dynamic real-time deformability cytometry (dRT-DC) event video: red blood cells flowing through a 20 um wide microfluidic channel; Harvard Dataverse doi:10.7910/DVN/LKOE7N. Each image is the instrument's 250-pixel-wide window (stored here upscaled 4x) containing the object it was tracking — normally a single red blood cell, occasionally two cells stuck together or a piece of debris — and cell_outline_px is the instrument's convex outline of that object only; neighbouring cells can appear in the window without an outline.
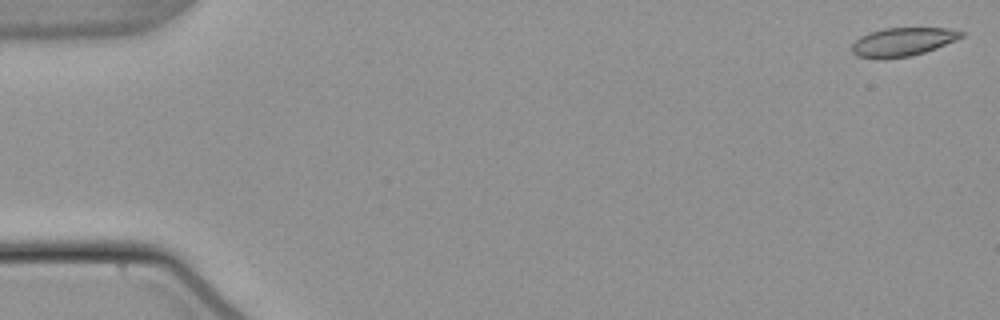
{"species": "common noctule bat (a hibernating species)", "species_latin": "Nyctalus noctula", "temperature_condition": "warm", "stored_images_in_passage": 11, "camera_frame_rate_fps": 3000, "um_per_image_px": 0.085, "animal": {"sex": "male", "body_mass_g": 21.5, "forearm_length_mm": 52.0}, "frame": {"image": 1, "passage_image": 1, "time_ms": 0.0, "image_size_px": [1000, 320], "cell_outline_px": [[964, 36], [956, 40], [936, 48], [912, 56], [880, 60], [876, 60], [856, 56], [852, 52], [852, 44], [860, 36], [868, 32], [884, 28], [952, 28], [964, 32]], "centroid_in_image_um": [76.7, 3.57], "position_along_channel_um": 8.3, "area_um2": 18.55}}